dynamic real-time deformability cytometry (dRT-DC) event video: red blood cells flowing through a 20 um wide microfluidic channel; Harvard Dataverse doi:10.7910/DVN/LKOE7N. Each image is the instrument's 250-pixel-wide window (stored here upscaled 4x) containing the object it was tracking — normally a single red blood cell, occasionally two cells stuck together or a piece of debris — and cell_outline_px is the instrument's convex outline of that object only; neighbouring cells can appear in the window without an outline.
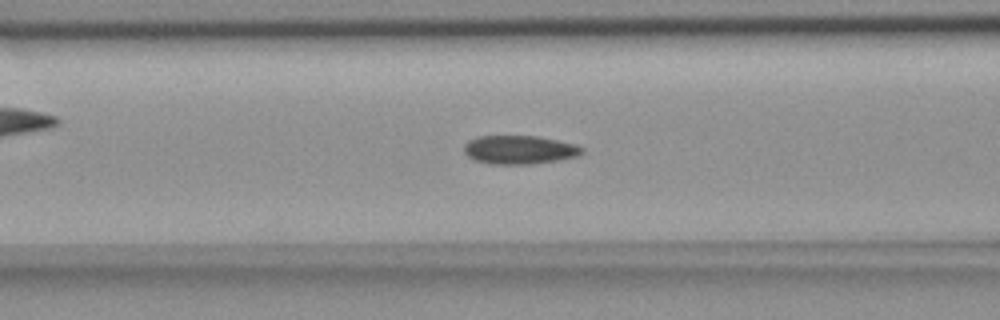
{"species": "common noctule bat (a hibernating species)", "species_latin": "Nyctalus noctula", "temperature_condition": "room temperature", "stored_images_in_passage": 56, "camera_frame_rate_fps": 3000, "um_per_image_px": 0.085, "animal": {"sex": "female", "body_mass_g": 18.4}, "frame": {"image": 1, "passage_image": 22, "time_ms": 7.0, "image_size_px": [1000, 320], "cell_outline_px": [[584, 152], [576, 156], [556, 160], [532, 164], [492, 164], [476, 160], [468, 156], [464, 152], [464, 144], [468, 140], [476, 136], [536, 136], [576, 144], [584, 148]], "centroid_in_image_um": [44.13, 12.72], "position_along_channel_um": 122.5, "area_um2": 19.59}}
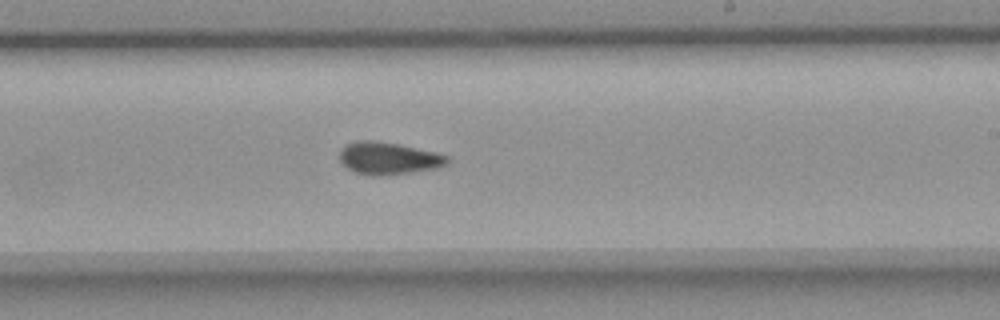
{"frame": {"image": 2, "passage_image": 33, "time_ms": 10.667, "image_size_px": [1000, 320], "cell_outline_px": [[452, 160], [448, 164], [436, 168], [388, 176], [372, 176], [356, 172], [348, 168], [340, 160], [340, 148], [356, 140], [376, 140], [400, 144], [436, 152], [448, 156]], "centroid_in_image_um": [33.05, 13.45], "position_along_channel_um": 255.9, "area_um2": 20.58}}
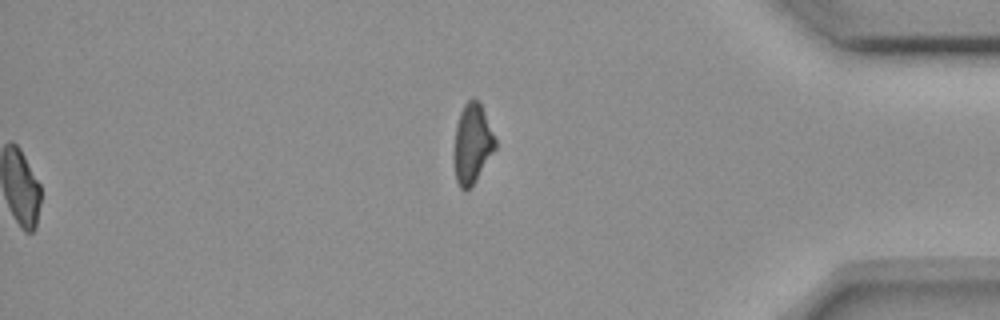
{"frame": {"image": 3, "passage_image": 56, "time_ms": 18.333, "image_size_px": [1000, 320], "cell_outline_px": [[496, 148], [472, 184], [464, 192], [460, 188], [456, 180], [452, 160], [456, 124], [460, 112], [464, 104], [472, 96], [480, 104], [484, 112], [496, 140]], "centroid_in_image_um": [40.1, 12.21], "position_along_channel_um": 395.1, "area_um2": 19.13}, "authors_computed_cell_mechanics": {"area_um2": 19.5075, "velocity_mm_per_s": 3.6515, "shape_relaxation_time_tau1_ms": null, "shape_relaxation_time_tau2_ms": 6.9873, "deformation_change_tau1": null, "deformation_change_tau2": 0.1045}}